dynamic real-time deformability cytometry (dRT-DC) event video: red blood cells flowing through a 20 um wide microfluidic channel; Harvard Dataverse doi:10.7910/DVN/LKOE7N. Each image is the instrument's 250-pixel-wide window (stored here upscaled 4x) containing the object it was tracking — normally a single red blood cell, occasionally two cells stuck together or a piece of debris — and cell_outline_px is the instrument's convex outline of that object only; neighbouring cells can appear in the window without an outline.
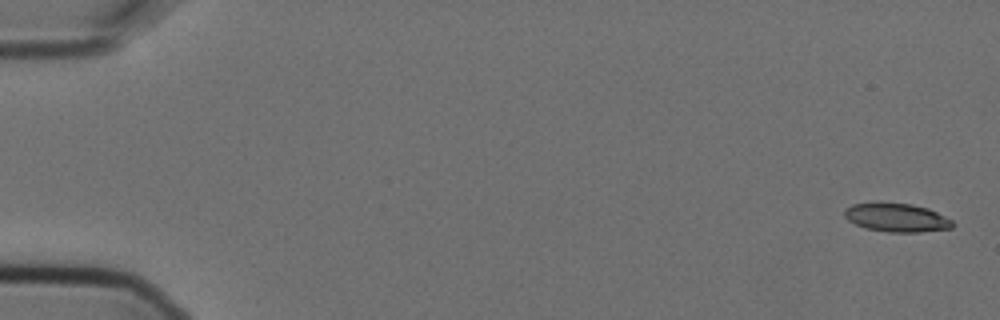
{"species": "Egyptian fruit bat (a non-hibernating species)", "species_latin": "Rousettus aegyptiacus", "temperature_condition": "cold", "stored_images_in_passage": 5, "camera_frame_rate_fps": 3000, "um_per_image_px": 0.085, "animal": {"sex": "female"}, "frame": {"image": 1, "passage_image": 1, "time_ms": 0.0, "image_size_px": [1000, 320], "cell_outline_px": [[952, 228], [920, 232], [888, 232], [864, 228], [848, 220], [844, 216], [844, 208], [852, 204], [912, 204], [928, 208], [952, 220]], "centroid_in_image_um": [76.2, 18.52], "position_along_channel_um": 8.8, "area_um2": 17.63}}
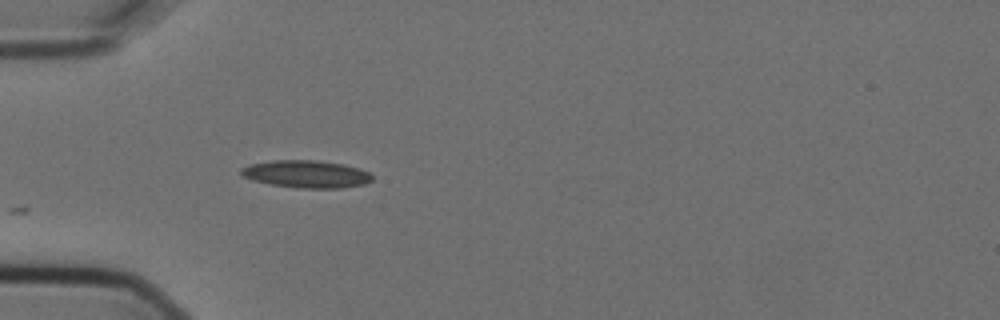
{"frame": {"image": 2, "passage_image": 5, "time_ms": 1.333, "image_size_px": [1000, 320], "cell_outline_px": [[372, 180], [364, 184], [340, 188], [296, 188], [272, 184], [252, 180], [244, 176], [240, 172], [240, 168], [248, 164], [276, 160], [316, 160], [344, 164], [360, 168], [368, 172], [372, 176]], "centroid_in_image_um": [26.04, 14.79], "position_along_channel_um": 59.0, "area_um2": 20.98}}